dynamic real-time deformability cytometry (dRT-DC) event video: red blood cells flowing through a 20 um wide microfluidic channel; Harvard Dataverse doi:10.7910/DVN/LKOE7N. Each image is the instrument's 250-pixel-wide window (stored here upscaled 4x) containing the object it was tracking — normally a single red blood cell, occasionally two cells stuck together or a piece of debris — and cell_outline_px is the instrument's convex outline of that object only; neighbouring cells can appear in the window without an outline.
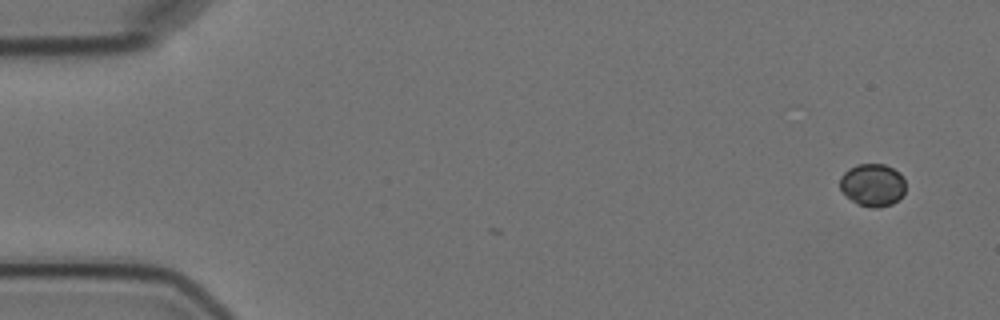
{"species": "Egyptian fruit bat (a non-hibernating species)", "species_latin": "Rousettus aegyptiacus", "temperature_condition": "cold", "stored_images_in_passage": 2, "camera_frame_rate_fps": 3000, "um_per_image_px": 0.085, "animal": {"sex": "female"}, "frame": {"image": 1, "passage_image": 2, "time_ms": 1.0, "image_size_px": [1000, 320], "cell_outline_px": [[904, 192], [892, 204], [876, 208], [872, 208], [856, 204], [840, 188], [840, 176], [848, 168], [856, 164], [884, 164], [900, 172], [904, 180]], "centroid_in_image_um": [74.15, 15.71], "position_along_channel_um": 10.8, "area_um2": 16.24}}